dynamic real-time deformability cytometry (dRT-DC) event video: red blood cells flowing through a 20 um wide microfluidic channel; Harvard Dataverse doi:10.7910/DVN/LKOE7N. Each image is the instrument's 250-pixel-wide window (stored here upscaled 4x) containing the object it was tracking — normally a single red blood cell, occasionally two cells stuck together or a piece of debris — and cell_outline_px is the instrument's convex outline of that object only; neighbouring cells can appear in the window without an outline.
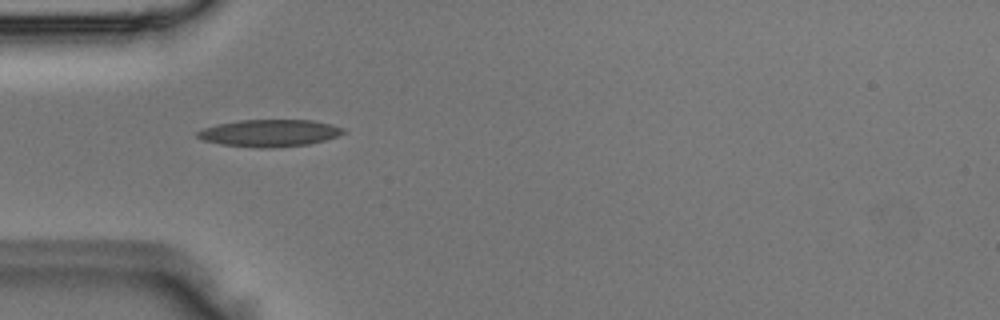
{"species": "Egyptian fruit bat (a non-hibernating species)", "species_latin": "Rousettus aegyptiacus", "temperature_condition": "room temperature", "stored_images_in_passage": 4, "camera_frame_rate_fps": 3000, "um_per_image_px": 0.085, "animal": {"sex": "male"}, "frame": {"image": 1, "passage_image": 4, "time_ms": 1.0, "image_size_px": [1000, 320], "cell_outline_px": [[344, 132], [336, 136], [324, 140], [308, 144], [272, 148], [260, 148], [220, 144], [204, 140], [196, 136], [196, 132], [204, 128], [216, 124], [240, 120], [312, 120], [332, 124], [344, 128]], "centroid_in_image_um": [22.89, 11.3], "position_along_channel_um": 62.1, "area_um2": 22.95}}